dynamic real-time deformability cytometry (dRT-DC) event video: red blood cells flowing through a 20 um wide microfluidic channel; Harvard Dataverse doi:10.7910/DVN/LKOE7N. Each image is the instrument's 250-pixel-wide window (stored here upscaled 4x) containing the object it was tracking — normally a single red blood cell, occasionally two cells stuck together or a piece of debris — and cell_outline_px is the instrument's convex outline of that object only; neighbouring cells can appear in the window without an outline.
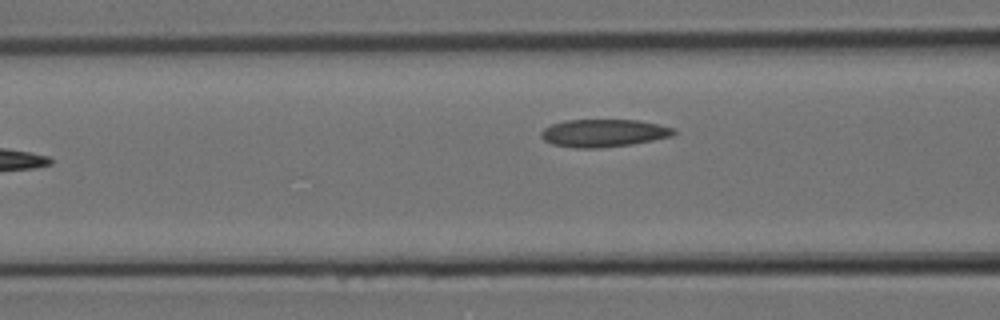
{"species": "Egyptian fruit bat (a non-hibernating species)", "species_latin": "Rousettus aegyptiacus", "temperature_condition": "room temperature", "stored_images_in_passage": 8, "segment_of_instrument_passage": [2, 2], "camera_frame_rate_fps": 3000, "um_per_image_px": 0.085, "animal": {"sex": "female"}, "frame": {"image": 1, "passage_image": 8, "time_ms": 2.333, "image_size_px": [1000, 320], "cell_outline_px": [[676, 132], [672, 136], [632, 144], [600, 148], [576, 148], [552, 144], [544, 140], [540, 136], [540, 132], [544, 128], [552, 124], [564, 120], [640, 120], [660, 124], [676, 128]], "centroid_in_image_um": [51.32, 11.3], "position_along_channel_um": 115.3, "area_um2": 21.56}}